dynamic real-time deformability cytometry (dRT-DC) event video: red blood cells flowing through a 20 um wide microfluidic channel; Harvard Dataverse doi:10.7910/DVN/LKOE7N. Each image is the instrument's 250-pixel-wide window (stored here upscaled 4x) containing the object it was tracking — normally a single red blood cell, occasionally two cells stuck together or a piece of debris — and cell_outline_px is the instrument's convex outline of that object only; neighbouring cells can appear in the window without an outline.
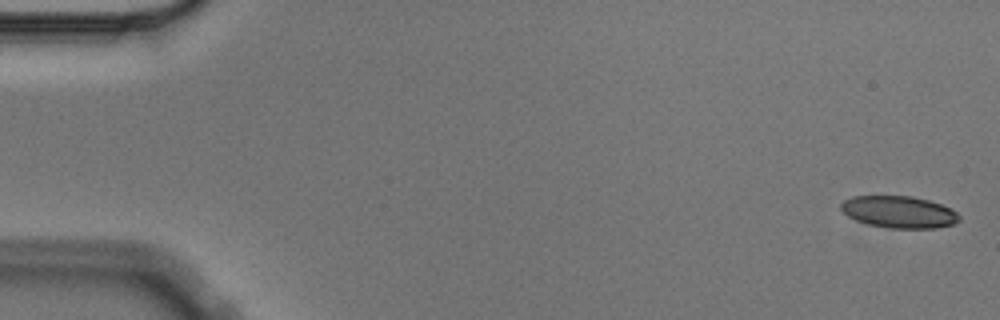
{"species": "Egyptian fruit bat (a non-hibernating species)", "species_latin": "Rousettus aegyptiacus", "temperature_condition": "cold", "stored_images_in_passage": 6, "camera_frame_rate_fps": 3000, "um_per_image_px": 0.085, "animal": {"sex": "male"}, "frame": {"image": 1, "passage_image": 1, "time_ms": 0.0, "image_size_px": [1000, 320], "cell_outline_px": [[960, 220], [952, 224], [936, 228], [892, 228], [868, 224], [856, 220], [848, 216], [840, 208], [840, 204], [844, 200], [852, 196], [912, 196], [928, 200], [940, 204], [956, 212], [960, 216]], "centroid_in_image_um": [76.4, 18.01], "position_along_channel_um": 8.6, "area_um2": 21.85}}